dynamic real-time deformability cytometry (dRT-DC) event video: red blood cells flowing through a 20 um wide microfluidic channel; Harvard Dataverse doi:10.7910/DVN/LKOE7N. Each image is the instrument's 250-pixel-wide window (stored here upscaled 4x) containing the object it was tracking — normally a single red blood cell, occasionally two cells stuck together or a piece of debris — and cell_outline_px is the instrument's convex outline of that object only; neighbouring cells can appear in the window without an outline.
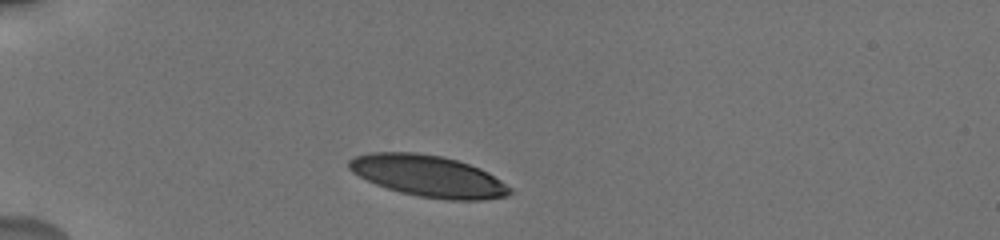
{"species": "human", "species_latin": "Homo sapiens", "temperature_condition": "cold", "stored_images_in_passage": 6, "camera_frame_rate_fps": 3000, "um_per_image_px": 0.085, "donor": {"sex": "male"}, "frame": {"image": 1, "passage_image": 1, "time_ms": 0.0, "image_size_px": [1000, 240], "cell_outline_px": [[512, 192], [508, 196], [484, 200], [448, 200], [420, 196], [400, 192], [376, 184], [352, 172], [348, 168], [348, 160], [356, 156], [368, 152], [416, 152], [440, 156], [456, 160], [480, 168], [488, 172], [512, 188]], "centroid_in_image_um": [36.41, 14.96], "position_along_channel_um": 48.6, "area_um2": 38.78}}
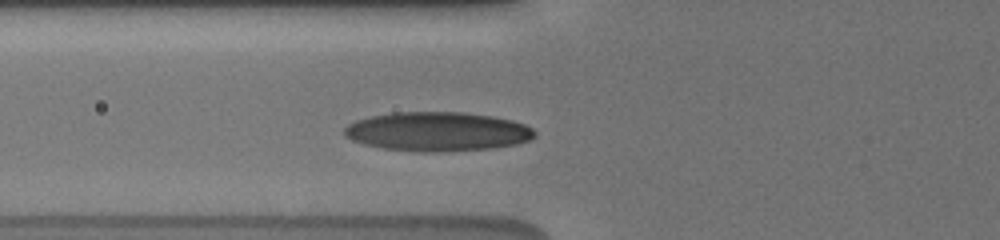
{"frame": {"image": 2, "passage_image": 4, "time_ms": 2.0, "image_size_px": [1000, 240], "cell_outline_px": [[536, 136], [528, 140], [516, 144], [492, 148], [436, 152], [420, 152], [384, 148], [364, 144], [352, 140], [344, 136], [344, 128], [348, 124], [356, 120], [372, 116], [392, 112], [460, 112], [492, 116], [512, 120], [524, 124], [532, 128], [536, 132]], "centroid_in_image_um": [37.17, 11.18], "position_along_channel_um": 88.6, "area_um2": 43.41}}
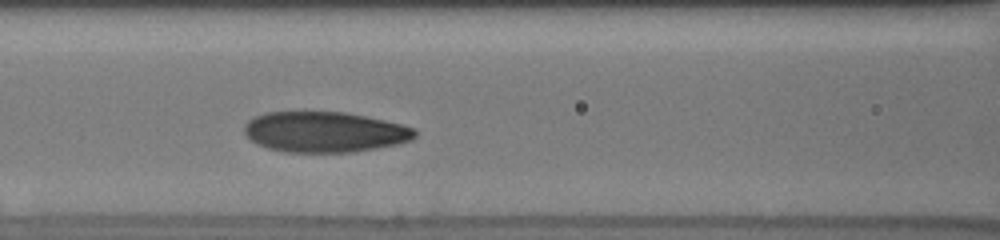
{"frame": {"image": 3, "passage_image": 6, "time_ms": 3.333, "image_size_px": [1000, 240], "cell_outline_px": [[416, 136], [412, 140], [396, 144], [376, 148], [352, 152], [284, 152], [268, 148], [256, 144], [244, 132], [244, 124], [252, 116], [264, 112], [344, 112], [384, 120], [416, 128]], "centroid_in_image_um": [27.56, 11.21], "position_along_channel_um": 139.0, "area_um2": 40.4}}